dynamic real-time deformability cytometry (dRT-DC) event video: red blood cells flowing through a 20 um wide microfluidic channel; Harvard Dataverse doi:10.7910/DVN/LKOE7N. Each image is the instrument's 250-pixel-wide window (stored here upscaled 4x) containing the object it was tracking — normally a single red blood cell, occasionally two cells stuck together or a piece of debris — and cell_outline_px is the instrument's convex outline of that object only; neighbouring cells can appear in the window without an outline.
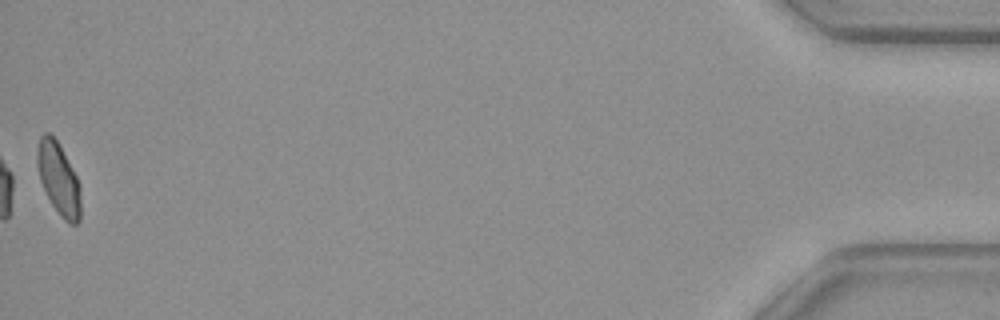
{"species": "common noctule bat (a hibernating species)", "species_latin": "Nyctalus noctula", "temperature_condition": "warm", "stored_images_in_passage": 43, "camera_frame_rate_fps": 3000, "um_per_image_px": 0.085, "animal": {"sex": "female", "body_mass_g": 29.2, "forearm_length_mm": 56.3}, "frame": {"image": 1, "passage_image": 43, "time_ms": 14.0, "image_size_px": [1000, 320], "cell_outline_px": [[80, 220], [76, 224], [72, 224], [64, 220], [60, 216], [52, 204], [40, 180], [36, 164], [36, 152], [40, 136], [44, 132], [48, 132], [56, 140], [76, 176], [80, 184]], "centroid_in_image_um": [4.96, 15.2], "position_along_channel_um": 430.2, "area_um2": 18.03}, "authors_computed_cell_mechanics": {"area_um2": 18.9584, "velocity_mm_per_s": 3.9379, "shape_relaxation_time_tau1_ms": null, "shape_relaxation_time_tau2_ms": 3.4657, "deformation_change_tau1": null, "deformation_change_tau2": 0.0778}}